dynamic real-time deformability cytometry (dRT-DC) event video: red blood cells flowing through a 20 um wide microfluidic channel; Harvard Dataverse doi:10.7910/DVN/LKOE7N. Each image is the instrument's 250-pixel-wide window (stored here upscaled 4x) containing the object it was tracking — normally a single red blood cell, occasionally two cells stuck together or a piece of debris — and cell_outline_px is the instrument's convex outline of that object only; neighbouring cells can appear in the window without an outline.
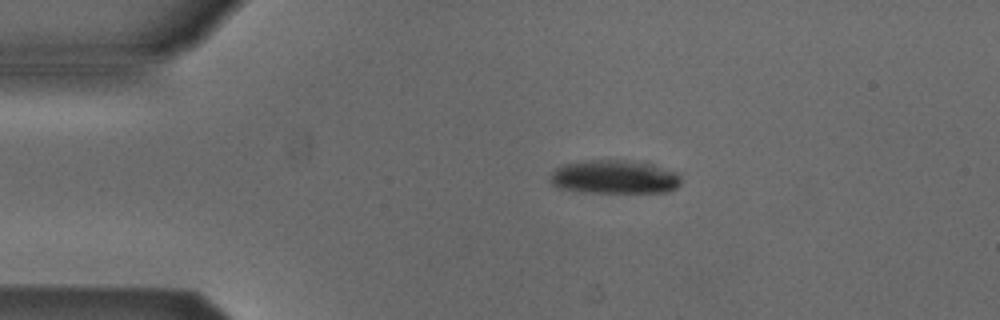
{"species": "Egyptian fruit bat (a non-hibernating species)", "species_latin": "Rousettus aegyptiacus", "temperature_condition": "cold", "stored_images_in_passage": 3, "camera_frame_rate_fps": 3000, "um_per_image_px": 0.085, "animal": {"sex": "male"}, "frame": {"image": 1, "passage_image": 2, "time_ms": 0.333, "image_size_px": [1000, 320], "cell_outline_px": [[680, 184], [676, 188], [668, 192], [588, 192], [560, 188], [552, 184], [548, 180], [552, 172], [560, 164], [588, 160], [648, 160], [680, 172]], "centroid_in_image_um": [52.31, 15.01], "position_along_channel_um": 32.7, "area_um2": 26.47}}